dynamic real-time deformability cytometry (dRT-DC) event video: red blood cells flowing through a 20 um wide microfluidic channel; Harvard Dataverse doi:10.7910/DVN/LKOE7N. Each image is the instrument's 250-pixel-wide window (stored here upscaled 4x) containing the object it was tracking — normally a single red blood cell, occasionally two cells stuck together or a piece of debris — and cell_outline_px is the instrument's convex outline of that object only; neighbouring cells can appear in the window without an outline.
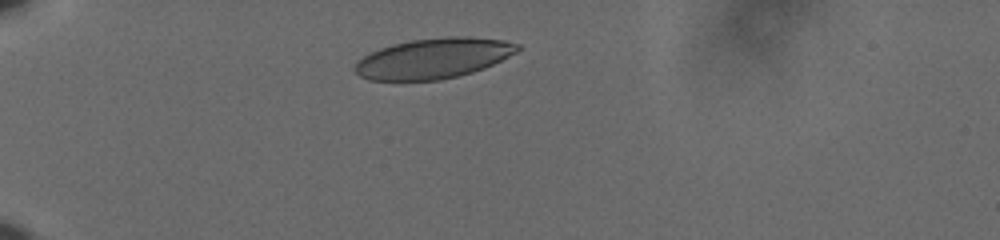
{"species": "human", "species_latin": "Homo sapiens", "temperature_condition": "cold", "stored_images_in_passage": 35, "camera_frame_rate_fps": 3000, "um_per_image_px": 0.085, "donor": {"sex": "male"}, "frame": {"image": 1, "passage_image": 1, "time_ms": 0.0, "image_size_px": [1000, 240], "cell_outline_px": [[524, 48], [484, 68], [472, 72], [440, 80], [368, 80], [360, 76], [352, 68], [364, 56], [380, 48], [392, 44], [412, 40], [444, 36], [468, 36], [504, 40], [520, 44]], "centroid_in_image_um": [36.87, 4.94], "position_along_channel_um": 48.1, "area_um2": 38.15}}
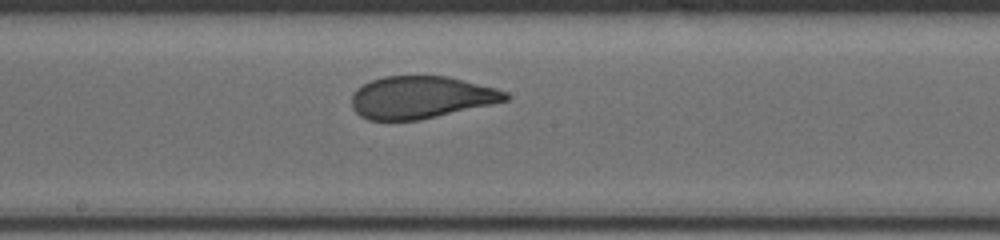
{"frame": {"image": 2, "passage_image": 18, "time_ms": 5.667, "image_size_px": [1000, 240], "cell_outline_px": [[512, 96], [508, 100], [420, 120], [368, 120], [360, 116], [352, 108], [352, 92], [356, 88], [372, 80], [384, 76], [448, 76], [496, 88], [508, 92]], "centroid_in_image_um": [35.77, 8.27], "position_along_channel_um": 212.4, "area_um2": 37.97}}
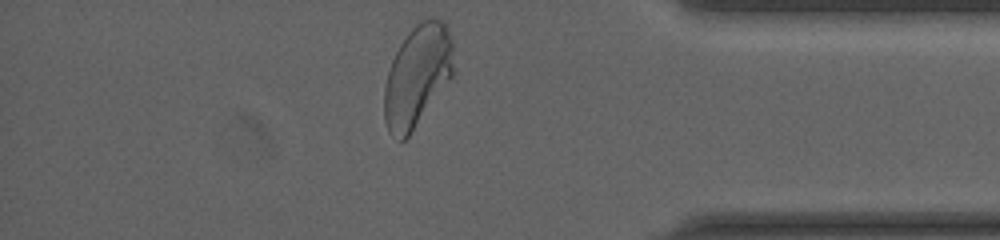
{"frame": {"image": 3, "passage_image": 35, "time_ms": 11.333, "image_size_px": [1000, 240], "cell_outline_px": [[452, 76], [408, 136], [400, 144], [388, 132], [384, 120], [384, 88], [388, 72], [392, 60], [400, 44], [408, 32], [416, 24], [432, 16], [440, 20], [448, 28], [452, 40]], "centroid_in_image_um": [35.43, 6.46], "position_along_channel_um": 399.8, "area_um2": 40.63}, "authors_computed_cell_mechanics": {"area_um2": 39.1306, "velocity_mm_per_s": 3.6175, "shape_relaxation_time_tau1_ms": 3.4504, "shape_relaxation_time_tau2_ms": null, "deformation_change_tau1": 0.1477, "deformation_change_tau2": null}}